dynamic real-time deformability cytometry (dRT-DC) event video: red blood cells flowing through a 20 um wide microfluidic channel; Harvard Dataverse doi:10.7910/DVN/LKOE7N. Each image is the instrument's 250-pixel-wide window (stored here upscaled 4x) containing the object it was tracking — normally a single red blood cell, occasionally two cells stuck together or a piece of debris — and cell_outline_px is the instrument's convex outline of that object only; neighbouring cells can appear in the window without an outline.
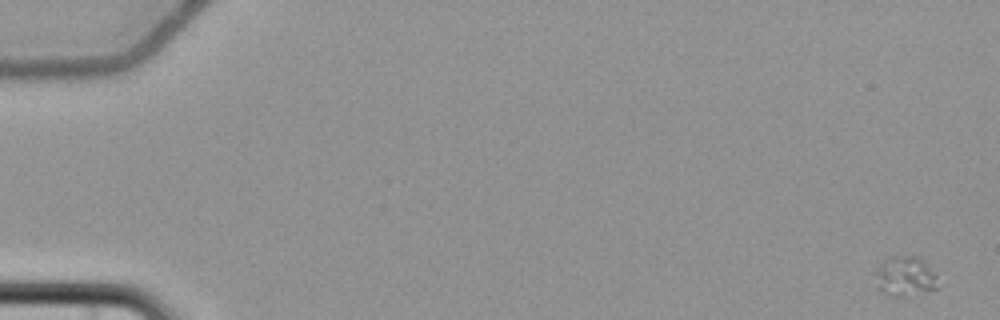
{"species": "common noctule bat (a hibernating species)", "species_latin": "Nyctalus noctula", "temperature_condition": "cold", "stored_images_in_passage": 11, "camera_frame_rate_fps": 3000, "um_per_image_px": 0.085, "animal": {"sex": "female", "body_mass_g": 22.7, "forearm_length_mm": 54.2}, "frame": {"image": 1, "passage_image": 1, "time_ms": 0.0, "image_size_px": [1000, 320], "cell_outline_px": [[940, 288], [904, 296], [884, 296], [876, 288], [876, 272], [880, 264], [884, 260], [892, 256], [916, 256], [936, 276]], "centroid_in_image_um": [76.88, 23.53], "position_along_channel_um": 8.1, "area_um2": 14.39}}
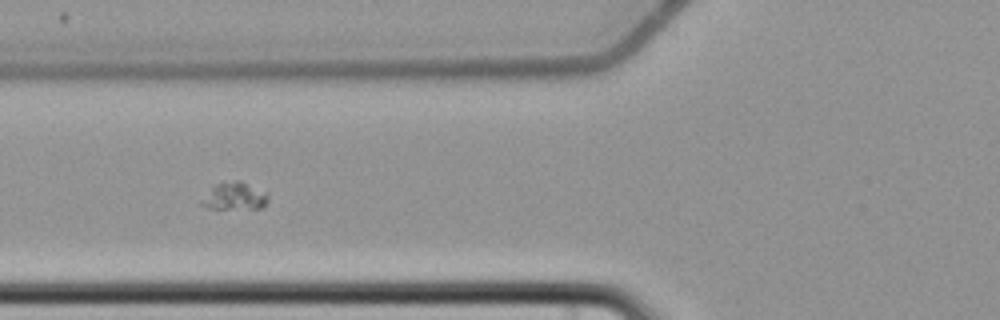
{"frame": {"image": 2, "passage_image": 6, "time_ms": 8.0, "image_size_px": [1000, 320], "cell_outline_px": [[268, 200], [260, 208], [208, 208], [200, 204], [200, 200], [212, 184], [236, 180], [240, 180], [268, 192]], "centroid_in_image_um": [19.9, 16.65], "position_along_channel_um": 105.9, "area_um2": 10.81}}
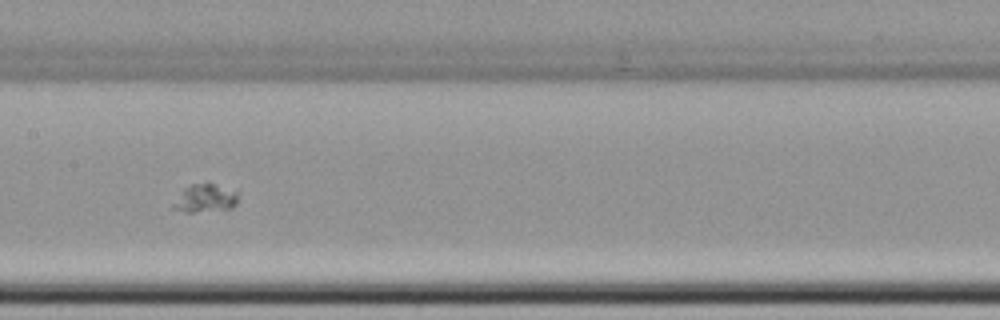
{"frame": {"image": 3, "passage_image": 8, "time_ms": 10.333, "image_size_px": [1000, 320], "cell_outline_px": [[236, 204], [232, 208], [192, 212], [184, 212], [172, 208], [172, 204], [184, 188], [192, 184], [208, 180], [236, 192]], "centroid_in_image_um": [17.41, 16.81], "position_along_channel_um": 190.0, "area_um2": 10.69}}